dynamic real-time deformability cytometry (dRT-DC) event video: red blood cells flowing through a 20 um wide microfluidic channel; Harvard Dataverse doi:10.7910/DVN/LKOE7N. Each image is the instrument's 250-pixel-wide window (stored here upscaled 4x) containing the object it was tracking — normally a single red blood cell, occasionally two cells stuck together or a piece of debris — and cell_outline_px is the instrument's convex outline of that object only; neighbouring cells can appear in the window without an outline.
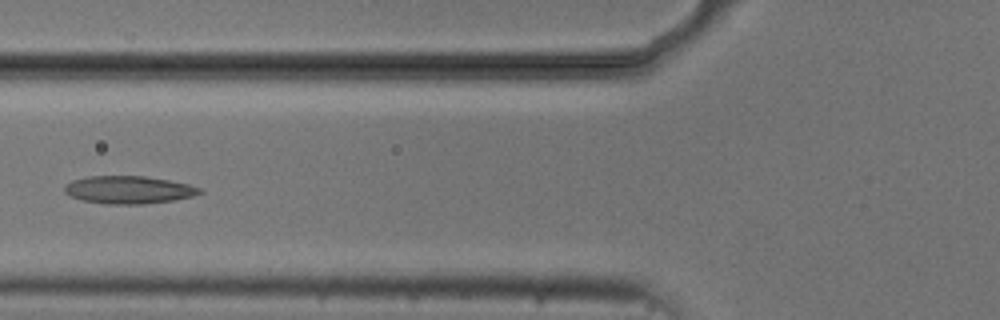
{"species": "common noctule bat (a hibernating species)", "species_latin": "Nyctalus noctula", "temperature_condition": "cold", "stored_images_in_passage": 5, "camera_frame_rate_fps": 3000, "um_per_image_px": 0.085, "animal": {"sex": "male", "body_mass_g": 20.5, "forearm_length_mm": 52.5}, "frame": {"image": 1, "passage_image": 5, "time_ms": 5.333, "image_size_px": [1000, 320], "cell_outline_px": [[204, 192], [192, 196], [172, 200], [140, 204], [108, 204], [84, 200], [68, 196], [64, 192], [64, 184], [72, 180], [88, 176], [144, 176], [168, 180], [188, 184], [200, 188]], "centroid_in_image_um": [10.89, 16.12], "position_along_channel_um": 114.9, "area_um2": 21.73}}